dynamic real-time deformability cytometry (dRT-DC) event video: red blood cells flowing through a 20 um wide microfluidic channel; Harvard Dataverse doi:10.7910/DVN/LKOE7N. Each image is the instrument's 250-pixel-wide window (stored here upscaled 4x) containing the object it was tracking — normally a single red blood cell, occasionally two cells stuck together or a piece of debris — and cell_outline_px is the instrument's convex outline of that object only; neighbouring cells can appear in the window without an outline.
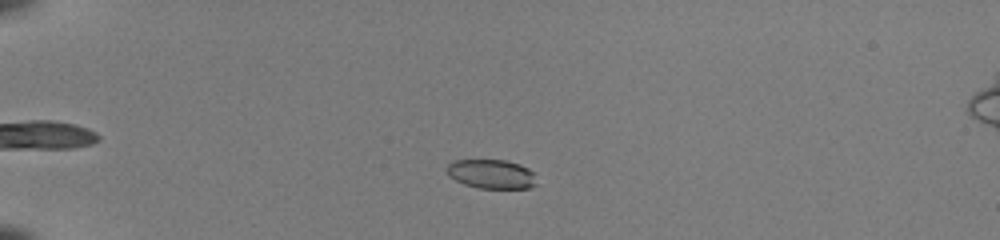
{"species": "common noctule bat (a hibernating species)", "species_latin": "Nyctalus noctula", "temperature_condition": "room temperature", "stored_images_in_passage": 46, "camera_frame_rate_fps": 3000, "um_per_image_px": 0.085, "animal": {"sex": "female", "body_mass_g": 22.0, "forearm_length_mm": 56.7}, "frame": {"image": 1, "passage_image": 9, "time_ms": 2.667, "image_size_px": [1000, 240], "cell_outline_px": [[536, 184], [528, 188], [480, 188], [464, 184], [448, 176], [448, 164], [456, 160], [504, 160], [520, 164], [528, 168], [532, 172]], "centroid_in_image_um": [41.77, 14.79], "position_along_channel_um": 43.2, "area_um2": 15.03}}
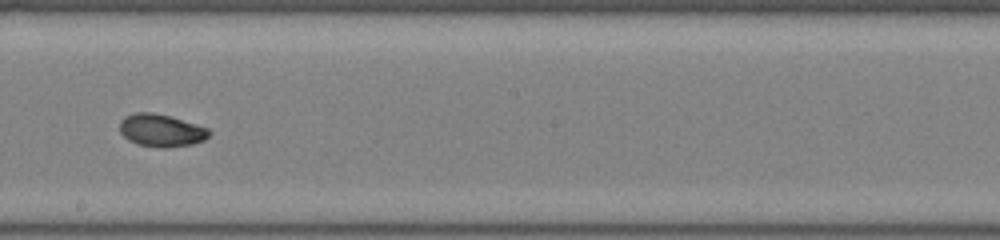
{"frame": {"image": 2, "passage_image": 27, "time_ms": 8.667, "image_size_px": [1000, 240], "cell_outline_px": [[212, 132], [204, 140], [192, 144], [164, 148], [136, 144], [128, 140], [120, 132], [120, 120], [124, 116], [136, 112], [152, 112], [168, 116], [196, 124], [208, 128]], "centroid_in_image_um": [13.68, 11.08], "position_along_channel_um": 234.5, "area_um2": 16.94}}
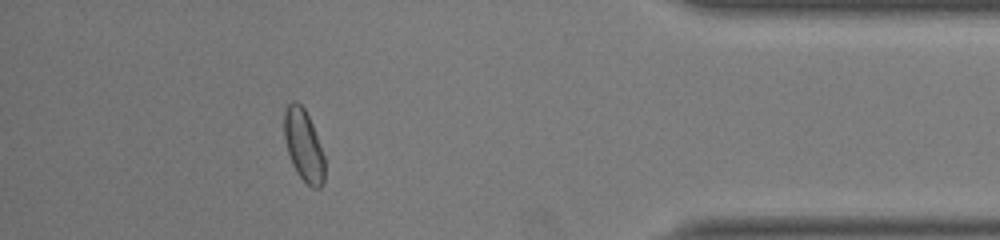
{"frame": {"image": 3, "passage_image": 42, "time_ms": 13.667, "image_size_px": [1000, 240], "cell_outline_px": [[324, 180], [320, 188], [312, 188], [296, 172], [292, 164], [288, 152], [284, 136], [284, 112], [288, 104], [292, 100], [296, 100], [304, 108], [312, 124], [324, 156]], "centroid_in_image_um": [25.8, 12.34], "position_along_channel_um": 409.4, "area_um2": 16.76}, "authors_computed_cell_mechanics": {"area_um2": 16.6753, "velocity_mm_per_s": 4.0864, "shape_relaxation_time_tau1_ms": 5.5926, "shape_relaxation_time_tau2_ms": 2.5137, "deformation_change_tau1": 0.1438, "deformation_change_tau2": 0.0521}}